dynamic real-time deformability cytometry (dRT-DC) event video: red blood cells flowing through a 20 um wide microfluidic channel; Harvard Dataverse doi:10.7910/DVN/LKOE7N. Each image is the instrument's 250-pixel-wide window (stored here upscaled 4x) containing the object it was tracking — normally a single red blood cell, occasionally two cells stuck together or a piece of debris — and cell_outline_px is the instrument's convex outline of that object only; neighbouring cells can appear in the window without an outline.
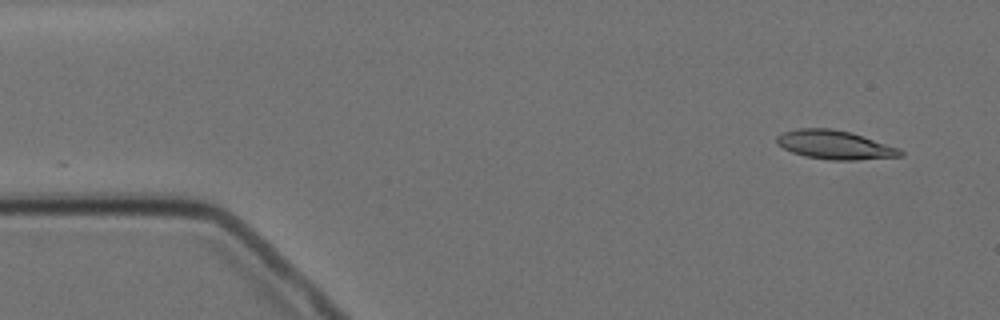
{"species": "Egyptian fruit bat (a non-hibernating species)", "species_latin": "Rousettus aegyptiacus", "temperature_condition": "cold", "stored_images_in_passage": 4, "camera_frame_rate_fps": 3000, "um_per_image_px": 0.085, "animal": {"sex": "female"}, "frame": {"image": 1, "passage_image": 1, "time_ms": 0.0, "image_size_px": [1000, 320], "cell_outline_px": [[904, 156], [856, 160], [828, 160], [804, 156], [792, 152], [776, 144], [776, 136], [784, 132], [796, 128], [832, 128], [852, 132], [900, 148], [904, 152]], "centroid_in_image_um": [70.97, 12.31], "position_along_channel_um": 14.0, "area_um2": 21.04}}
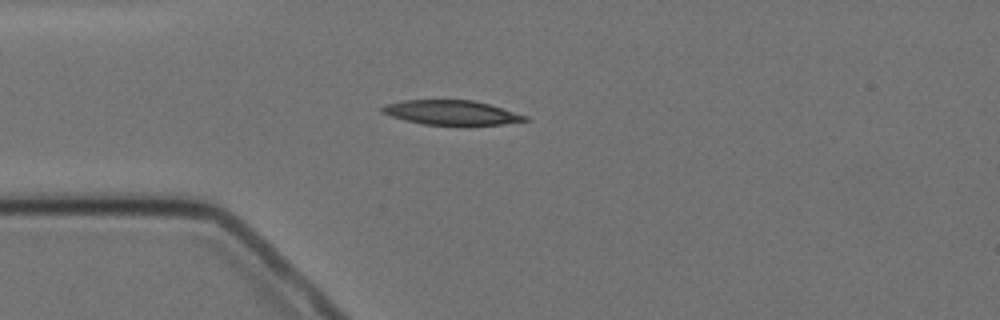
{"frame": {"image": 2, "passage_image": 4, "time_ms": 3.333, "image_size_px": [1000, 320], "cell_outline_px": [[528, 120], [504, 124], [468, 128], [424, 124], [404, 120], [380, 112], [380, 108], [384, 104], [404, 100], [472, 100], [488, 104], [528, 116]], "centroid_in_image_um": [38.38, 9.61], "position_along_channel_um": 46.6, "area_um2": 21.21}}